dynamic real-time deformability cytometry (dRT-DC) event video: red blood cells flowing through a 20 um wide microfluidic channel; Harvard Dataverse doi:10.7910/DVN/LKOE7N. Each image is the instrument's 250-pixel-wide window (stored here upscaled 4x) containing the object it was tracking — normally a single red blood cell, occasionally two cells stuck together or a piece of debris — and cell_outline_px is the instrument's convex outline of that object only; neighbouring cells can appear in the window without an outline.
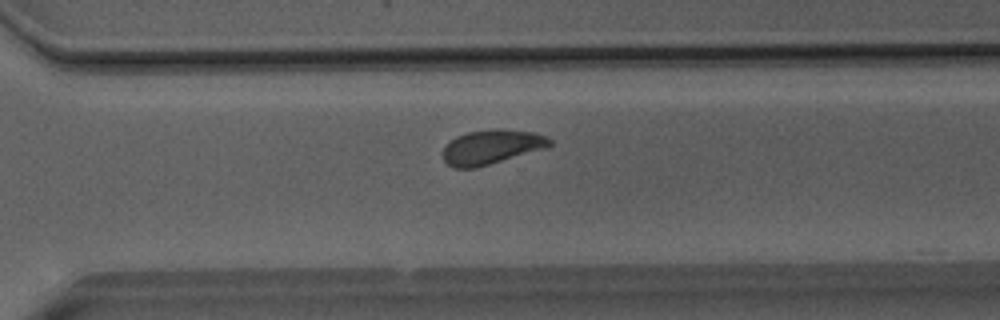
{"species": "Egyptian fruit bat (a non-hibernating species)", "species_latin": "Rousettus aegyptiacus", "temperature_condition": "room temperature", "stored_images_in_passage": 35, "camera_frame_rate_fps": 3000, "um_per_image_px": 0.085, "animal": {"sex": "male"}, "frame": {"image": 1, "passage_image": 20, "time_ms": 6.333, "image_size_px": [1000, 320], "cell_outline_px": [[552, 144], [544, 148], [476, 168], [452, 168], [444, 160], [444, 148], [456, 136], [468, 132], [492, 128], [500, 128], [536, 132], [552, 140]], "centroid_in_image_um": [41.78, 12.48], "position_along_channel_um": 328.8, "area_um2": 21.27}}
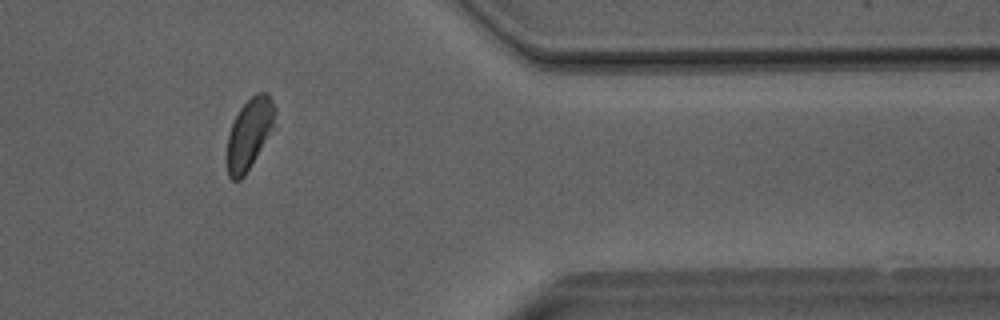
{"frame": {"image": 2, "passage_image": 26, "time_ms": 8.333, "image_size_px": [1000, 320], "cell_outline_px": [[276, 128], [244, 176], [240, 180], [232, 180], [228, 176], [224, 156], [228, 136], [232, 124], [240, 108], [256, 92], [268, 92], [276, 108]], "centroid_in_image_um": [21.21, 11.39], "position_along_channel_um": 390.2, "area_um2": 20.63}}
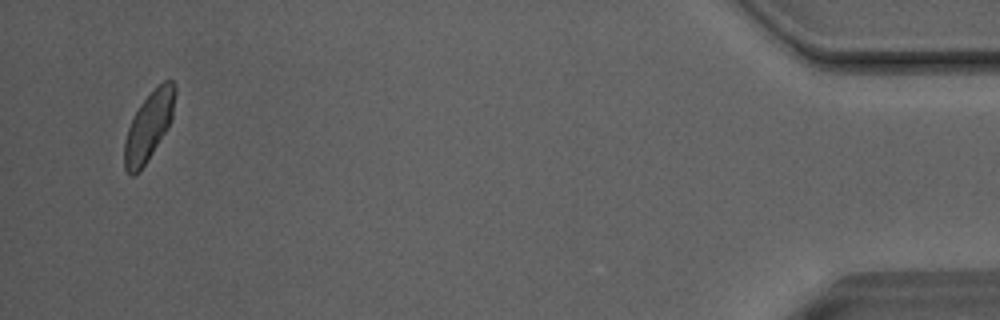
{"frame": {"image": 3, "passage_image": 33, "time_ms": 10.667, "image_size_px": [1000, 320], "cell_outline_px": [[176, 92], [172, 116], [168, 128], [140, 172], [132, 176], [124, 168], [124, 140], [128, 128], [140, 104], [164, 80], [172, 80], [176, 88]], "centroid_in_image_um": [12.64, 10.76], "position_along_channel_um": 422.6, "area_um2": 19.94}, "authors_computed_cell_mechanics": {"area_um2": 21.097, "velocity_mm_per_s": 4.0284, "shape_relaxation_time_tau1_ms": 3.2232, "shape_relaxation_time_tau2_ms": null, "deformation_change_tau1": 0.0957, "deformation_change_tau2": null}}